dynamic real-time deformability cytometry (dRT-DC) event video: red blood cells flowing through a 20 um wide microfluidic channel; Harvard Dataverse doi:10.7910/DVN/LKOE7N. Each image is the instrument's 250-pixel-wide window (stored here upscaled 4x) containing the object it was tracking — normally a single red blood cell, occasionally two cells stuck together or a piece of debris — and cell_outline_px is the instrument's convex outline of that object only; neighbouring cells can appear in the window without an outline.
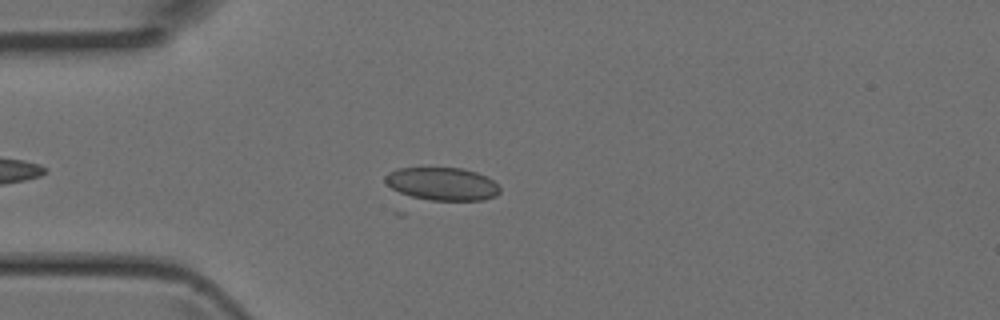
{"species": "Egyptian fruit bat (a non-hibernating species)", "species_latin": "Rousettus aegyptiacus", "temperature_condition": "room temperature", "stored_images_in_passage": 4, "camera_frame_rate_fps": 3000, "um_per_image_px": 0.085, "animal": {"sex": "female"}, "frame": {"image": 1, "passage_image": 3, "time_ms": 0.667, "image_size_px": [1000, 320], "cell_outline_px": [[500, 192], [496, 196], [484, 200], [432, 200], [412, 196], [400, 192], [392, 188], [384, 180], [384, 176], [388, 172], [400, 168], [460, 168], [476, 172], [492, 180], [500, 188]], "centroid_in_image_um": [37.59, 15.63], "position_along_channel_um": 47.4, "area_um2": 21.73}}
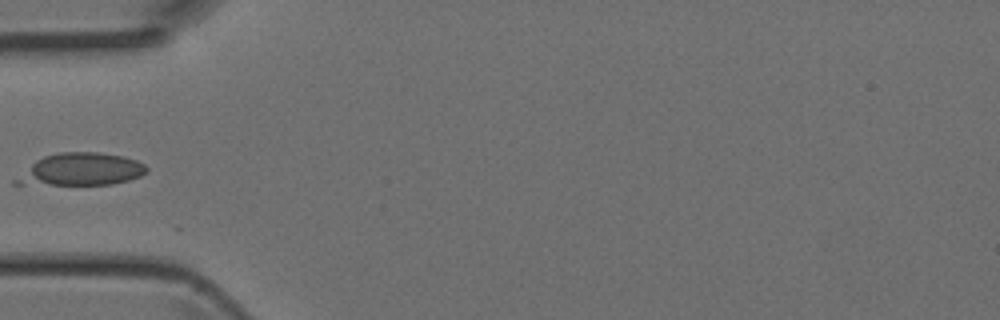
{"frame": {"image": 2, "passage_image": 4, "time_ms": 1.0, "image_size_px": [1000, 320], "cell_outline_px": [[148, 172], [140, 176], [128, 180], [112, 184], [12, 184], [12, 180], [36, 160], [44, 156], [60, 152], [96, 152], [124, 156], [136, 160], [144, 164], [148, 168]], "centroid_in_image_um": [6.89, 14.39], "position_along_channel_um": 78.1, "area_um2": 24.51}}